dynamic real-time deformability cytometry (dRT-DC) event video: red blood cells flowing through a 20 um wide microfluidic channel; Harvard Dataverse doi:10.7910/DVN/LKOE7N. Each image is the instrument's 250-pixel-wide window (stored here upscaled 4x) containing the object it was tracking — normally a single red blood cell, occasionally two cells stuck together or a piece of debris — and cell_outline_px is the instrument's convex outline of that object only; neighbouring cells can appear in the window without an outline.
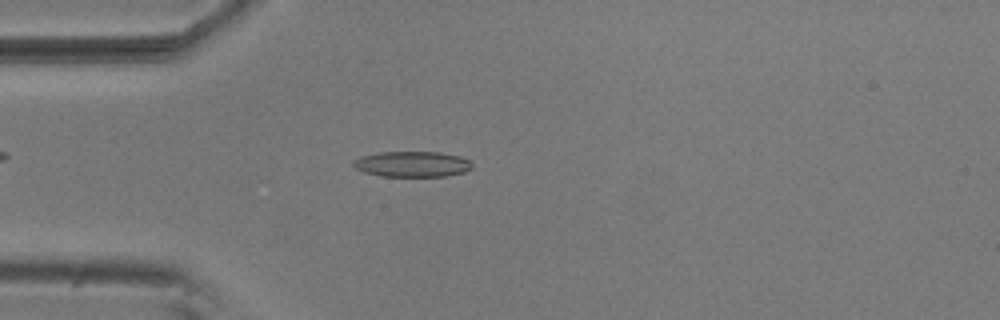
{"species": "common noctule bat (a hibernating species)", "species_latin": "Nyctalus noctula", "temperature_condition": "room temperature", "stored_images_in_passage": 49, "camera_frame_rate_fps": 3000, "um_per_image_px": 0.085, "animal": {"sex": "male", "body_mass_g": 20.5, "forearm_length_mm": 52.5}, "frame": {"image": 1, "passage_image": 10, "time_ms": 3.0, "image_size_px": [1000, 320], "cell_outline_px": [[472, 168], [464, 172], [444, 176], [380, 176], [364, 172], [356, 168], [352, 164], [352, 160], [360, 156], [380, 152], [440, 152], [460, 156], [468, 160], [472, 164]], "centroid_in_image_um": [35.01, 13.94], "position_along_channel_um": 50.0, "area_um2": 17.74}}
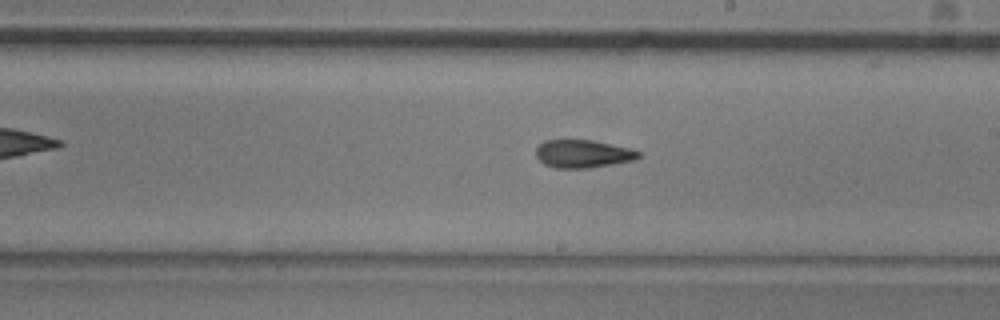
{"frame": {"image": 2, "passage_image": 26, "time_ms": 8.333, "image_size_px": [1000, 320], "cell_outline_px": [[640, 156], [636, 160], [592, 168], [556, 168], [544, 164], [536, 156], [536, 148], [544, 140], [592, 140], [632, 148], [640, 152]], "centroid_in_image_um": [49.58, 13.08], "position_along_channel_um": 239.4, "area_um2": 16.88}}
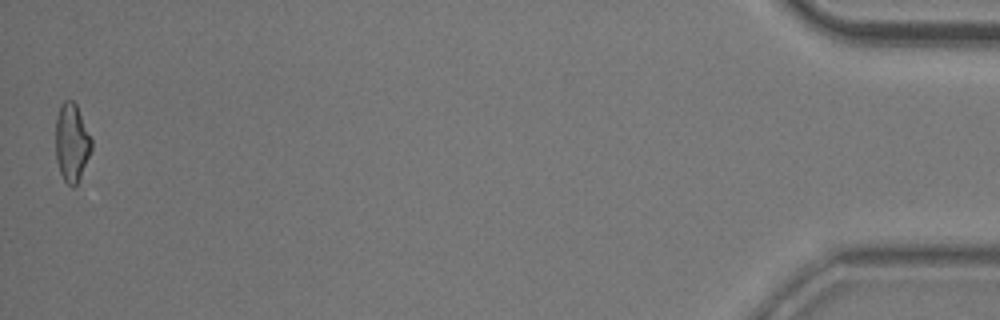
{"frame": {"image": 3, "passage_image": 49, "time_ms": 16.0, "image_size_px": [1000, 320], "cell_outline_px": [[92, 148], [80, 176], [76, 184], [72, 188], [64, 180], [60, 172], [56, 160], [56, 116], [60, 104], [64, 100], [72, 100], [76, 104], [92, 140]], "centroid_in_image_um": [6.08, 12.09], "position_along_channel_um": 429.1, "area_um2": 16.18}, "authors_computed_cell_mechanics": {"area_um2": 17.051, "velocity_mm_per_s": 3.7206, "shape_relaxation_time_tau1_ms": null, "shape_relaxation_time_tau2_ms": 4.3131, "deformation_change_tau1": null, "deformation_change_tau2": 0.134}}